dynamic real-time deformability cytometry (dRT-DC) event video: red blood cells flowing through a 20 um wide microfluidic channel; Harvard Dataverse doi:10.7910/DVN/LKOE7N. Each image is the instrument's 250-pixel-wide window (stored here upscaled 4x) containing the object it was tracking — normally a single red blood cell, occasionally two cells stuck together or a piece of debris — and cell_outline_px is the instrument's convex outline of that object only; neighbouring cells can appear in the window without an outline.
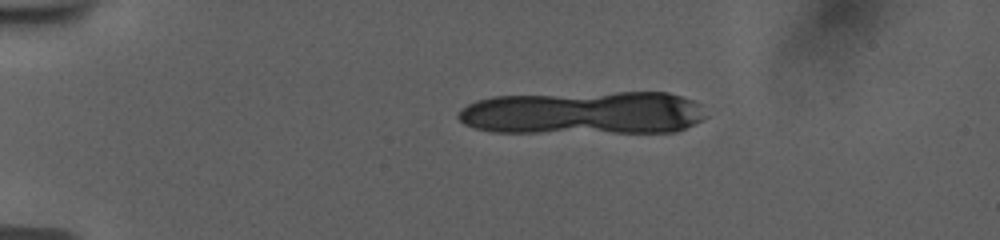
{"species": "human", "species_latin": "Homo sapiens", "temperature_condition": "room temperature", "stored_images_in_passage": 9, "camera_frame_rate_fps": 3000, "um_per_image_px": 0.085, "donor": {"sex": "female"}, "frame": {"image": 1, "passage_image": 1, "time_ms": 0.0, "image_size_px": [1000, 240], "cell_outline_px": [[708, 116], [676, 132], [492, 132], [476, 128], [464, 124], [456, 116], [460, 108], [476, 100], [492, 96], [616, 92], [668, 92], [692, 100], [700, 104]], "centroid_in_image_um": [49.57, 9.59], "position_along_channel_um": 35.4, "area_um2": 62.77}}